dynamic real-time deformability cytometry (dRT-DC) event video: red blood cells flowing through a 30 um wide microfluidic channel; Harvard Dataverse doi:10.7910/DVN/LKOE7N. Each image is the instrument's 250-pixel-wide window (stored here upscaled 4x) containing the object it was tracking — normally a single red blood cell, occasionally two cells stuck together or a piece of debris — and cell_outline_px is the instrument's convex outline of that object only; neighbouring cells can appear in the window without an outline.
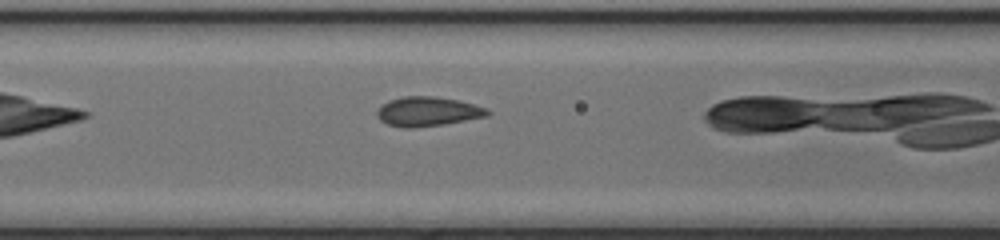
{"species": "common noctule bat (a hibernating species)", "species_latin": "Nyctalus noctula", "temperature_condition": "cold", "stored_images_in_passage": 9, "camera_frame_rate_fps": 3000, "um_per_image_px": 0.085, "animal": {"sex": "female", "body_mass_g": 17.0, "forearm_length_mm": 48.0}, "frame": {"image": 1, "passage_image": 8, "time_ms": 2.333, "image_size_px": [1000, 240], "cell_outline_px": [[492, 112], [488, 116], [444, 124], [412, 128], [404, 128], [388, 124], [380, 120], [376, 116], [376, 112], [388, 100], [404, 96], [436, 96], [456, 100], [488, 108]], "centroid_in_image_um": [36.36, 9.48], "position_along_channel_um": 130.2, "area_um2": 18.9}}